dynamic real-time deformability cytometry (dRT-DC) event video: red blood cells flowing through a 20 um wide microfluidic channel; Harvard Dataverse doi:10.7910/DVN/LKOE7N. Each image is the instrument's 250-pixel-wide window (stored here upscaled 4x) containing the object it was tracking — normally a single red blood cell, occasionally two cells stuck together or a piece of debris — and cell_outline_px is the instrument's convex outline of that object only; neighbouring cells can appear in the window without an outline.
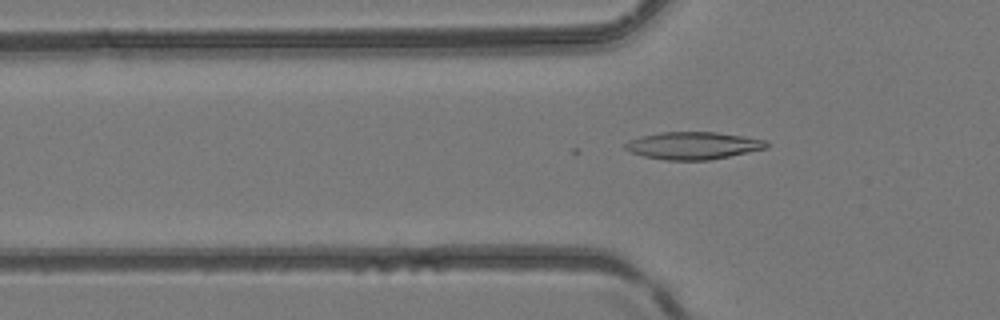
{"species": "common noctule bat (a hibernating species)", "species_latin": "Nyctalus noctula", "temperature_condition": "room temperature", "stored_images_in_passage": 40, "camera_frame_rate_fps": 3000, "um_per_image_px": 0.085, "animal": {"sex": "female", "body_mass_g": 24.6, "forearm_length_mm": 56.2}, "frame": {"image": 1, "passage_image": 11, "time_ms": 3.333, "image_size_px": [1000, 320], "cell_outline_px": [[768, 148], [708, 160], [668, 160], [644, 156], [632, 152], [624, 148], [624, 144], [628, 140], [640, 136], [660, 132], [716, 132], [744, 136], [768, 140]], "centroid_in_image_um": [58.92, 12.36], "position_along_channel_um": 66.9, "area_um2": 22.54}}
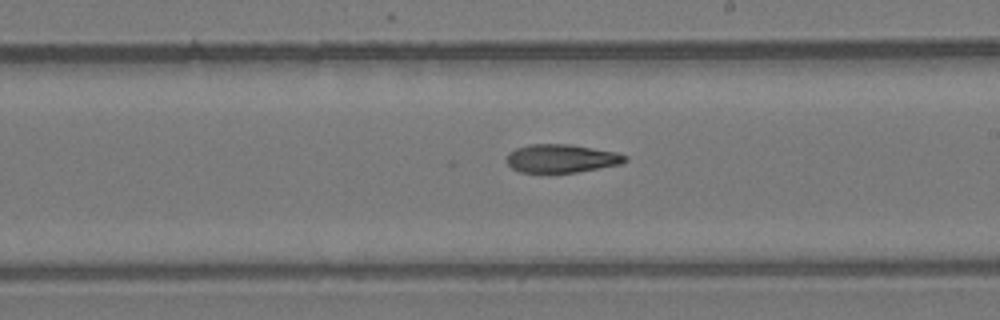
{"frame": {"image": 2, "passage_image": 23, "time_ms": 7.333, "image_size_px": [1000, 320], "cell_outline_px": [[628, 160], [624, 164], [576, 172], [520, 172], [512, 168], [508, 164], [508, 152], [516, 148], [528, 144], [572, 144], [616, 152], [628, 156]], "centroid_in_image_um": [47.77, 13.46], "position_along_channel_um": 241.2, "area_um2": 19.65}}
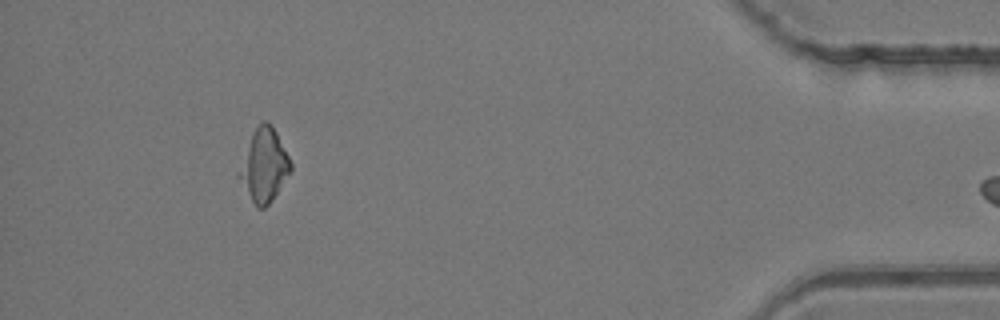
{"frame": {"image": 3, "passage_image": 39, "time_ms": 12.667, "image_size_px": [1000, 320], "cell_outline_px": [[292, 168], [272, 200], [264, 208], [256, 208], [236, 176], [236, 172], [252, 136], [260, 120], [264, 120], [276, 132], [292, 164]], "centroid_in_image_um": [22.41, 14.1], "position_along_channel_um": 412.8, "area_um2": 21.44}}